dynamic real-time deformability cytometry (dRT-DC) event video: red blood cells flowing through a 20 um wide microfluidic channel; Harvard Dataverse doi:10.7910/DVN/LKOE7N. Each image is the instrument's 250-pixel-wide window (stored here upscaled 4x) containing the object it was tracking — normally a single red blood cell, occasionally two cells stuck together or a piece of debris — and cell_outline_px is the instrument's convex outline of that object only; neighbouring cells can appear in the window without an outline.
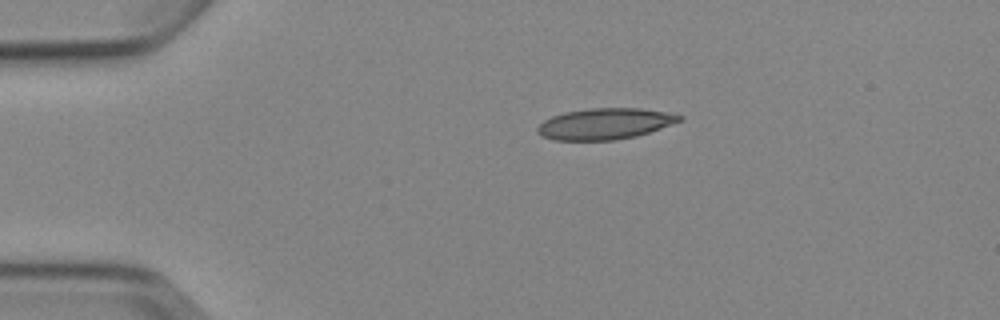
{"species": "Egyptian fruit bat (a non-hibernating species)", "species_latin": "Rousettus aegyptiacus", "temperature_condition": "cold", "stored_images_in_passage": 3, "camera_frame_rate_fps": 3000, "um_per_image_px": 0.085, "animal": {"sex": "female"}, "frame": {"image": 1, "passage_image": 1, "time_ms": 0.0, "image_size_px": [1000, 320], "cell_outline_px": [[684, 120], [636, 136], [616, 140], [556, 140], [544, 136], [536, 132], [536, 128], [544, 120], [552, 116], [564, 112], [588, 108], [640, 108], [668, 112], [684, 116]], "centroid_in_image_um": [51.44, 10.51], "position_along_channel_um": 33.6, "area_um2": 25.78}}
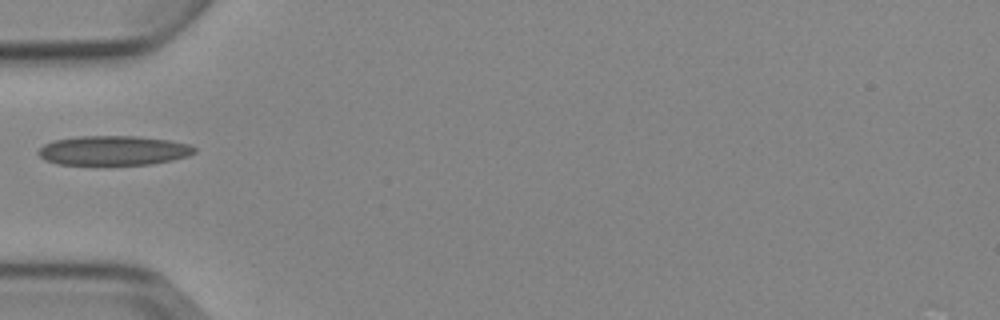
{"frame": {"image": 2, "passage_image": 3, "time_ms": 2.333, "image_size_px": [1000, 320], "cell_outline_px": [[196, 152], [188, 156], [172, 160], [152, 164], [96, 168], [56, 164], [44, 160], [36, 152], [44, 144], [52, 140], [80, 136], [136, 136], [168, 140], [188, 144], [196, 148]], "centroid_in_image_um": [9.57, 12.85], "position_along_channel_um": 75.4, "area_um2": 28.21}}